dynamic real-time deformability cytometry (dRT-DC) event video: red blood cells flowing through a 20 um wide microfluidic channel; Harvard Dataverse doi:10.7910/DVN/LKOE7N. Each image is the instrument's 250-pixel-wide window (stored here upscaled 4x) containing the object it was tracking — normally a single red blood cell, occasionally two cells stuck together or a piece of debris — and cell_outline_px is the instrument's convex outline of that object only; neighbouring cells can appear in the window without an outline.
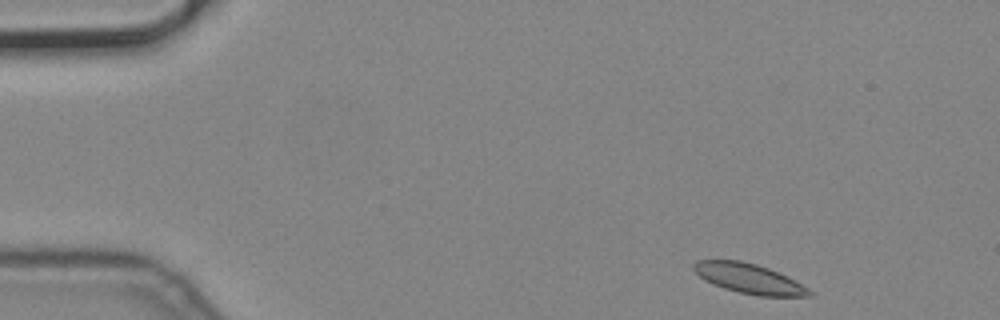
{"species": "common noctule bat (a hibernating species)", "species_latin": "Nyctalus noctula", "temperature_condition": "cold", "stored_images_in_passage": 4, "camera_frame_rate_fps": 3000, "um_per_image_px": 0.085, "animal": {"sex": "male", "body_mass_g": 19.2, "forearm_length_mm": 51.8}, "frame": {"image": 1, "passage_image": 1, "time_ms": 0.0, "image_size_px": [1000, 320], "cell_outline_px": [[816, 296], [760, 296], [740, 292], [724, 288], [712, 284], [704, 280], [692, 268], [692, 264], [696, 260], [740, 260], [756, 264], [768, 268], [788, 276], [816, 292]], "centroid_in_image_um": [63.71, 23.68], "position_along_channel_um": 21.3, "area_um2": 20.29}}